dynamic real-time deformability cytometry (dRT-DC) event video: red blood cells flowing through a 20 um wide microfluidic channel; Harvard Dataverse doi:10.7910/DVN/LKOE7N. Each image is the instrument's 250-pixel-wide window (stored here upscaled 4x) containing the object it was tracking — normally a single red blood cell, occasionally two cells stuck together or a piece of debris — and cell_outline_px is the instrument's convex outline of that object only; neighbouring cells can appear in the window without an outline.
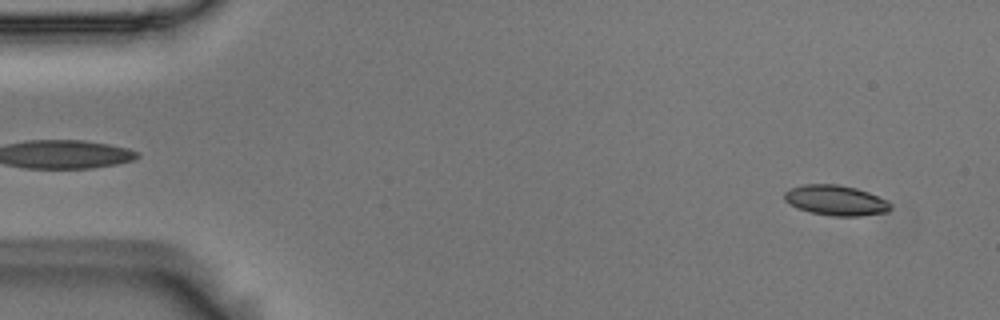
{"species": "Egyptian fruit bat (a non-hibernating species)", "species_latin": "Rousettus aegyptiacus", "temperature_condition": "room temperature", "stored_images_in_passage": 5, "camera_frame_rate_fps": 3000, "um_per_image_px": 0.085, "animal": {"sex": "male"}, "frame": {"image": 1, "passage_image": 1, "time_ms": 0.0, "image_size_px": [1000, 320], "cell_outline_px": [[892, 208], [888, 212], [860, 216], [832, 216], [812, 212], [800, 208], [784, 200], [784, 192], [788, 188], [804, 184], [840, 184], [856, 188], [868, 192], [892, 204]], "centroid_in_image_um": [71.05, 17.02], "position_along_channel_um": 14.0, "area_um2": 18.61}}
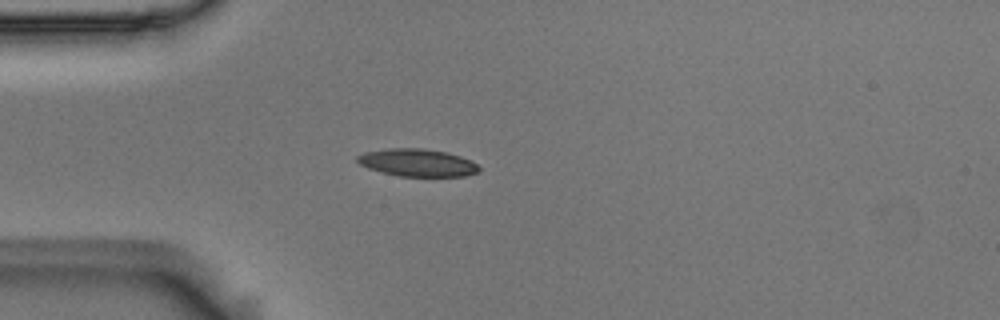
{"frame": {"image": 2, "passage_image": 4, "time_ms": 1.0, "image_size_px": [1000, 320], "cell_outline_px": [[480, 172], [464, 176], [400, 176], [368, 168], [360, 164], [356, 160], [356, 156], [364, 152], [384, 148], [424, 148], [444, 152], [460, 156], [472, 160], [480, 168]], "centroid_in_image_um": [35.47, 13.82], "position_along_channel_um": 49.5, "area_um2": 19.54}}